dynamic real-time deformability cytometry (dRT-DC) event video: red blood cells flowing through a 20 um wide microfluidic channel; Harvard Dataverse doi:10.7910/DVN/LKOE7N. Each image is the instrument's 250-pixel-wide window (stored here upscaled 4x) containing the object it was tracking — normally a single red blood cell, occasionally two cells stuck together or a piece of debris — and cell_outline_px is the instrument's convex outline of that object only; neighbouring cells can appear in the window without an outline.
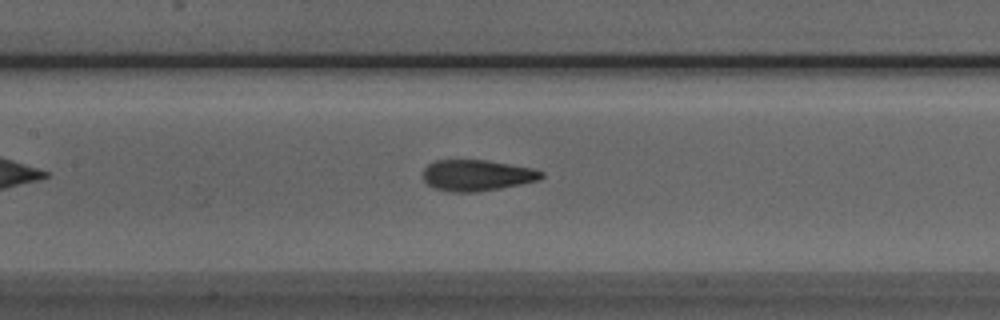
{"species": "Egyptian fruit bat (a non-hibernating species)", "species_latin": "Rousettus aegyptiacus", "temperature_condition": "room temperature", "stored_images_in_passage": 42, "camera_frame_rate_fps": 3000, "um_per_image_px": 0.085, "animal": {"sex": "male"}, "frame": {"image": 1, "passage_image": 14, "time_ms": 4.333, "image_size_px": [1000, 320], "cell_outline_px": [[544, 176], [540, 180], [500, 188], [476, 192], [452, 192], [432, 188], [424, 180], [424, 168], [428, 164], [436, 160], [484, 160], [532, 168], [544, 172]], "centroid_in_image_um": [40.53, 14.91], "position_along_channel_um": 166.9, "area_um2": 21.39}}
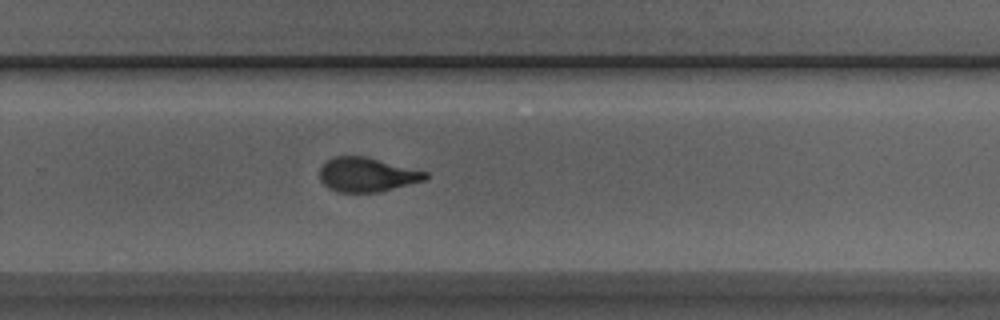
{"frame": {"image": 2, "passage_image": 24, "time_ms": 7.667, "image_size_px": [1000, 320], "cell_outline_px": [[428, 176], [424, 180], [380, 192], [336, 192], [328, 188], [320, 180], [320, 168], [332, 156], [364, 156], [428, 172]], "centroid_in_image_um": [31.16, 14.85], "position_along_channel_um": 298.6, "area_um2": 20.98}}
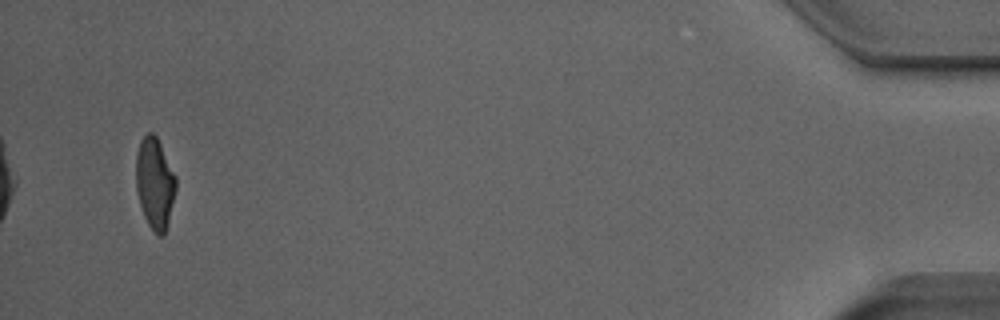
{"frame": {"image": 3, "passage_image": 40, "time_ms": 13.0, "image_size_px": [1000, 320], "cell_outline_px": [[176, 192], [168, 224], [164, 236], [156, 236], [148, 224], [144, 216], [140, 204], [136, 188], [136, 152], [140, 140], [148, 132], [152, 132], [156, 136], [176, 176]], "centroid_in_image_um": [13.16, 15.61], "position_along_channel_um": 422.0, "area_um2": 21.39}, "authors_computed_cell_mechanics": {"area_um2": 21.7617, "velocity_mm_per_s": 3.9736, "shape_relaxation_time_tau1_ms": 3.3207, "shape_relaxation_time_tau2_ms": 1.1529, "deformation_change_tau1": 0.1689, "deformation_change_tau2": 0.0738}}